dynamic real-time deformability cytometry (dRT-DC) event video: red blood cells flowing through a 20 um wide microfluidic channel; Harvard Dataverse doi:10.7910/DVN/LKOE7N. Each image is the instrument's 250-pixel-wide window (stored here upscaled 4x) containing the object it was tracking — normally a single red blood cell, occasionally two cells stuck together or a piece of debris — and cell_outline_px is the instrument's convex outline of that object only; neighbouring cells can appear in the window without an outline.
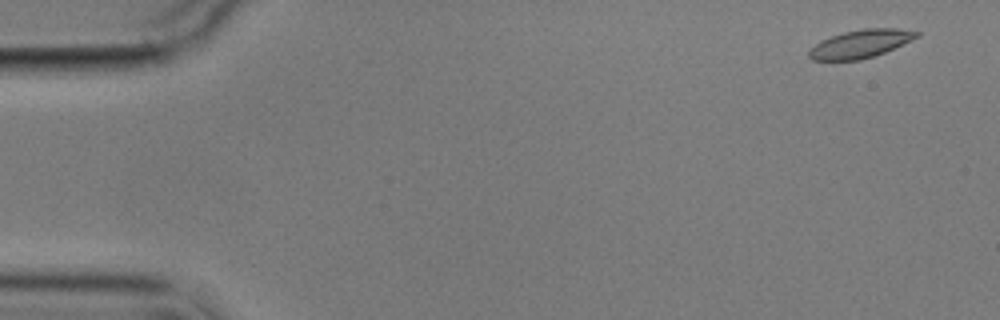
{"species": "common noctule bat (a hibernating species)", "species_latin": "Nyctalus noctula", "temperature_condition": "cold", "stored_images_in_passage": 5, "camera_frame_rate_fps": 3000, "um_per_image_px": 0.085, "animal": {"sex": "male", "body_mass_g": 17.9}, "frame": {"image": 1, "passage_image": 1, "time_ms": 0.0, "image_size_px": [1000, 320], "cell_outline_px": [[920, 36], [884, 52], [860, 60], [812, 60], [808, 56], [808, 52], [820, 40], [844, 32], [864, 28], [900, 28], [920, 32]], "centroid_in_image_um": [73.15, 3.71], "position_along_channel_um": 11.9, "area_um2": 17.46}}
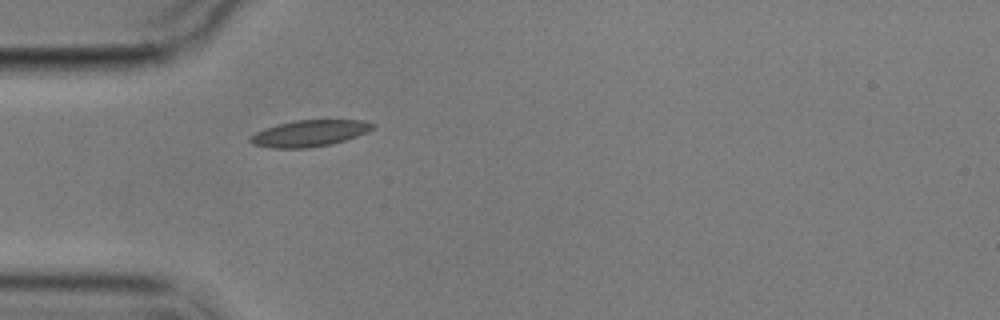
{"frame": {"image": 2, "passage_image": 5, "time_ms": 4.667, "image_size_px": [1000, 320], "cell_outline_px": [[376, 124], [368, 132], [332, 144], [308, 148], [272, 148], [252, 144], [248, 140], [248, 136], [264, 128], [296, 120], [364, 120]], "centroid_in_image_um": [26.28, 11.33], "position_along_channel_um": 58.7, "area_um2": 18.84}}